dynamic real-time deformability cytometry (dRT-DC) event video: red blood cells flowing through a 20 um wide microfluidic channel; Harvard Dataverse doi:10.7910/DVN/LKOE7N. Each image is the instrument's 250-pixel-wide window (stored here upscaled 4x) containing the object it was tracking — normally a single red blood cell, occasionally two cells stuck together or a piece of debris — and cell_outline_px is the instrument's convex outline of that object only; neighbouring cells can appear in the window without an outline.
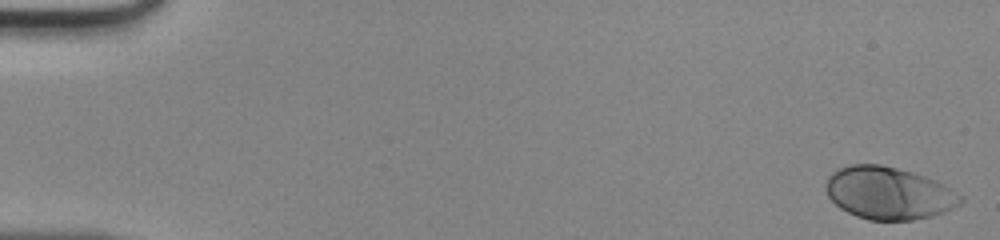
{"species": "human", "species_latin": "Homo sapiens", "temperature_condition": "room temperature", "stored_images_in_passage": 48, "camera_frame_rate_fps": 3000, "um_per_image_px": 0.085, "donor": {"sex": "male"}, "frame": {"image": 1, "passage_image": 1, "time_ms": 0.0, "image_size_px": [1000, 240], "cell_outline_px": [[964, 200], [960, 204], [944, 212], [912, 220], [868, 220], [856, 216], [840, 208], [828, 196], [824, 188], [824, 184], [828, 176], [832, 172], [848, 164], [880, 164], [912, 172], [924, 176], [944, 184], [964, 196]], "centroid_in_image_um": [75.52, 16.41], "position_along_channel_um": 9.5, "area_um2": 41.27}}
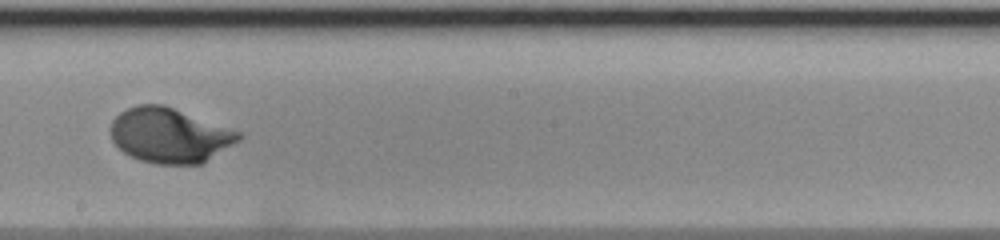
{"frame": {"image": 2, "passage_image": 28, "time_ms": 9.0, "image_size_px": [1000, 240], "cell_outline_px": [[244, 136], [240, 140], [204, 164], [156, 164], [140, 160], [128, 156], [112, 140], [112, 120], [120, 112], [136, 104], [164, 104], [240, 132]], "centroid_in_image_um": [14.44, 11.51], "position_along_channel_um": 233.8, "area_um2": 41.04}}
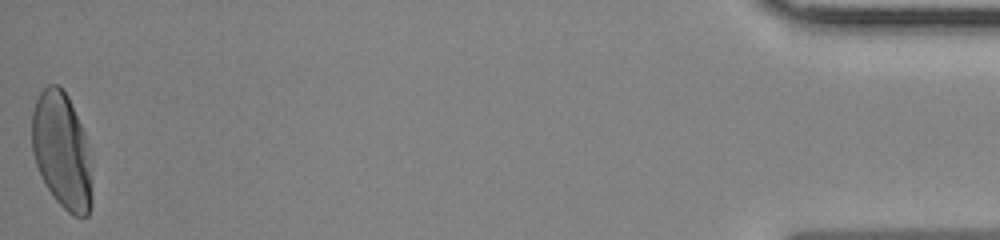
{"frame": {"image": 3, "passage_image": 48, "time_ms": 15.667, "image_size_px": [1000, 240], "cell_outline_px": [[92, 204], [88, 216], [72, 216], [56, 200], [48, 188], [36, 164], [32, 152], [32, 112], [36, 100], [40, 92], [48, 84], [56, 84], [64, 88], [68, 96], [84, 132], [92, 196]], "centroid_in_image_um": [5.23, 12.79], "position_along_channel_um": 430.0, "area_um2": 40.06}}